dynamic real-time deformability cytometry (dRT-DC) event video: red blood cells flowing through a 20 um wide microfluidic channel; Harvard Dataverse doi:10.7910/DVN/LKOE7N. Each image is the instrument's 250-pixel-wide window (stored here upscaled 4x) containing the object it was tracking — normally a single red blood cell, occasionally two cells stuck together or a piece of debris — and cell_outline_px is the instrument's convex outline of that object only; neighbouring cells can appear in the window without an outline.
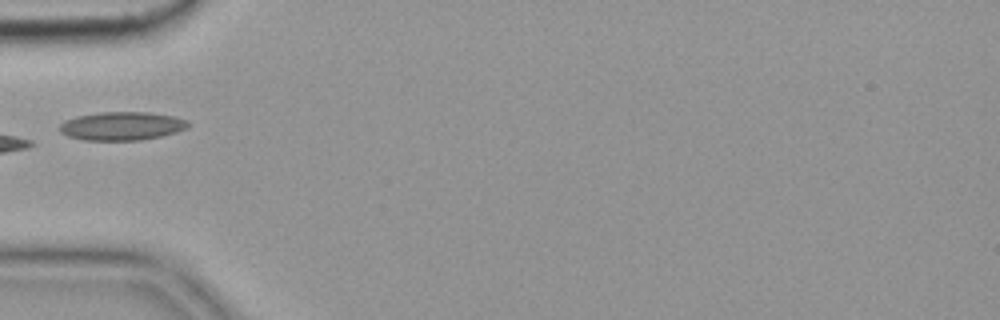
{"species": "common noctule bat (a hibernating species)", "species_latin": "Nyctalus noctula", "temperature_condition": "cold", "stored_images_in_passage": 5, "camera_frame_rate_fps": 3000, "um_per_image_px": 0.085, "animal": {"sex": "female", "body_mass_g": 19.9}, "frame": {"image": 1, "passage_image": 5, "time_ms": 1.333, "image_size_px": [1000, 320], "cell_outline_px": [[192, 124], [188, 128], [176, 132], [160, 136], [140, 140], [84, 140], [68, 136], [60, 132], [60, 124], [64, 120], [76, 116], [100, 112], [148, 112], [176, 116], [188, 120]], "centroid_in_image_um": [10.39, 10.7], "position_along_channel_um": 74.6, "area_um2": 21.5}}